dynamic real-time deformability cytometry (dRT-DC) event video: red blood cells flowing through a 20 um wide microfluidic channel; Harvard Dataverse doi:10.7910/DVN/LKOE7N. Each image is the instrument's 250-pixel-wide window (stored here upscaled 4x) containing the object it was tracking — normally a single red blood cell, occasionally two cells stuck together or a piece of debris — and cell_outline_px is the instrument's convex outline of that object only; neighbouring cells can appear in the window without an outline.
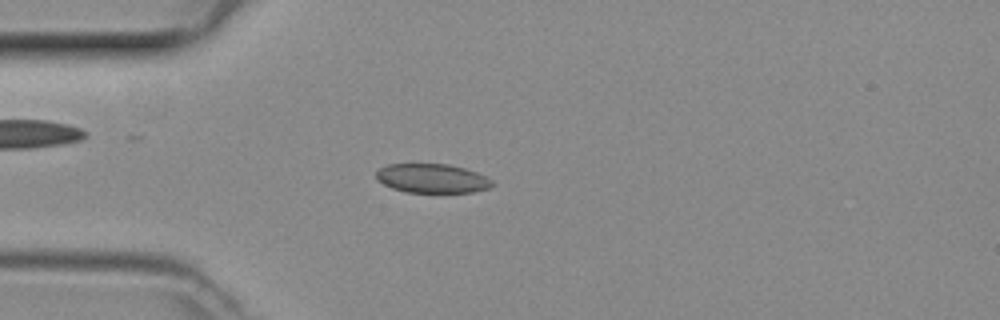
{"species": "common noctule bat (a hibernating species)", "species_latin": "Nyctalus noctula", "temperature_condition": "room temperature", "stored_images_in_passage": 45, "camera_frame_rate_fps": 3000, "um_per_image_px": 0.085, "animal": {"sex": "female", "body_mass_g": 29.2, "forearm_length_mm": 56.3}, "frame": {"image": 1, "passage_image": 10, "time_ms": 3.0, "image_size_px": [1000, 320], "cell_outline_px": [[496, 184], [488, 188], [472, 192], [404, 192], [392, 188], [376, 180], [376, 172], [380, 168], [388, 164], [448, 164], [464, 168], [476, 172], [492, 180]], "centroid_in_image_um": [36.72, 15.16], "position_along_channel_um": 48.3, "area_um2": 19.65}}
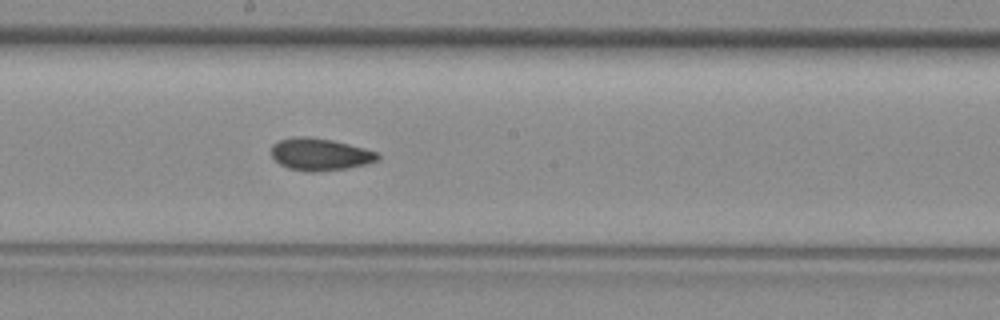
{"frame": {"image": 2, "passage_image": 23, "time_ms": 7.333, "image_size_px": [1000, 320], "cell_outline_px": [[380, 156], [376, 160], [364, 164], [348, 168], [320, 172], [308, 172], [288, 168], [280, 164], [272, 156], [272, 144], [280, 140], [296, 136], [308, 136], [332, 140], [380, 152]], "centroid_in_image_um": [27.2, 13.12], "position_along_channel_um": 221.0, "area_um2": 20.0}}
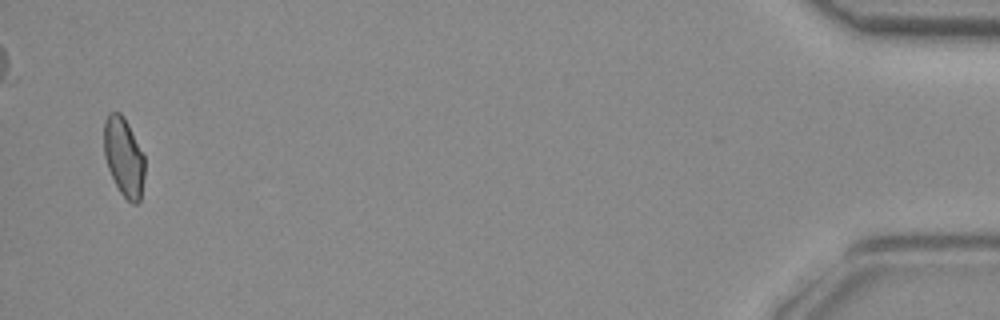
{"frame": {"image": 3, "passage_image": 44, "time_ms": 14.333, "image_size_px": [1000, 320], "cell_outline_px": [[144, 176], [140, 200], [136, 204], [132, 204], [120, 192], [108, 168], [104, 156], [104, 120], [108, 112], [120, 112], [124, 116], [144, 156]], "centroid_in_image_um": [10.51, 13.32], "position_along_channel_um": 424.7, "area_um2": 18.61}}